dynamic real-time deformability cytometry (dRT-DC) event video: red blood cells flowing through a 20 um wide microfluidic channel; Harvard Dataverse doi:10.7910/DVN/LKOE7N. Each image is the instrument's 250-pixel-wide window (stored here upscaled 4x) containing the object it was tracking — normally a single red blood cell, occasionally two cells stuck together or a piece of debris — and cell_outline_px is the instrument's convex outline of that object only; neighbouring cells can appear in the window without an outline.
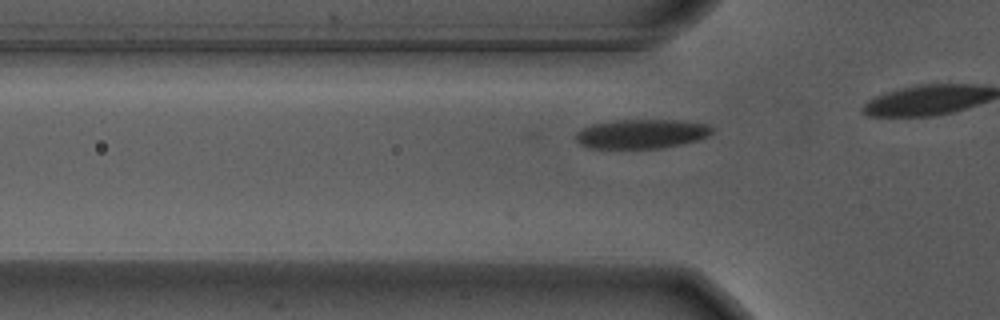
{"species": "Egyptian fruit bat (a non-hibernating species)", "species_latin": "Rousettus aegyptiacus", "temperature_condition": "warm", "stored_images_in_passage": 19, "camera_frame_rate_fps": 3000, "um_per_image_px": 0.085, "animal": {"sex": "male"}, "frame": {"image": 1, "passage_image": 14, "time_ms": 4.333, "image_size_px": [1000, 320], "cell_outline_px": [[712, 132], [708, 136], [684, 144], [660, 148], [592, 148], [580, 144], [576, 140], [576, 132], [580, 128], [592, 124], [612, 120], [684, 120], [708, 124], [712, 128]], "centroid_in_image_um": [54.53, 11.37], "position_along_channel_um": 71.3, "area_um2": 23.41}}
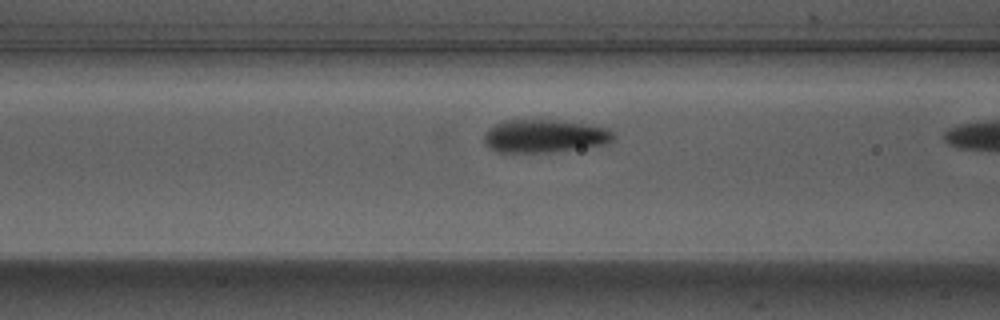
{"frame": {"image": 2, "passage_image": 18, "time_ms": 5.667, "image_size_px": [1000, 320], "cell_outline_px": [[616, 136], [612, 140], [604, 144], [552, 152], [496, 152], [488, 148], [484, 140], [484, 132], [492, 124], [504, 120], [552, 120], [588, 124], [608, 128]], "centroid_in_image_um": [46.23, 11.56], "position_along_channel_um": 120.4, "area_um2": 24.97}}